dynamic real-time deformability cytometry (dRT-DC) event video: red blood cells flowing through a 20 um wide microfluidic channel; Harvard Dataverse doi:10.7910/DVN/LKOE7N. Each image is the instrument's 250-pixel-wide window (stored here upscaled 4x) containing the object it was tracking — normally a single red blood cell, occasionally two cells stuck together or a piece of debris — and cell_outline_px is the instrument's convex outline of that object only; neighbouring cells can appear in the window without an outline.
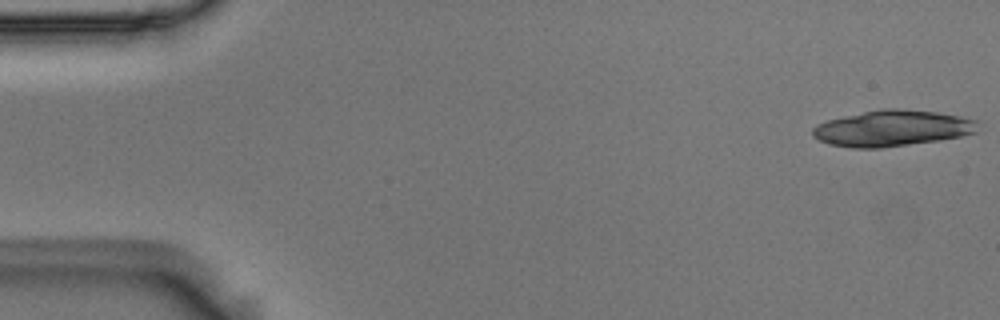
{"species": "Egyptian fruit bat (a non-hibernating species)", "species_latin": "Rousettus aegyptiacus", "temperature_condition": "room temperature", "stored_images_in_passage": 6, "camera_frame_rate_fps": 3000, "um_per_image_px": 0.085, "animal": {"sex": "male"}, "frame": {"image": 1, "passage_image": 1, "time_ms": 0.0, "image_size_px": [1000, 320], "cell_outline_px": [[976, 132], [960, 136], [940, 140], [880, 148], [852, 148], [828, 144], [812, 136], [812, 128], [816, 124], [828, 120], [844, 116], [880, 108], [904, 108], [936, 112], [960, 116], [976, 120]], "centroid_in_image_um": [75.8, 10.9], "position_along_channel_um": 9.2, "area_um2": 34.74}}
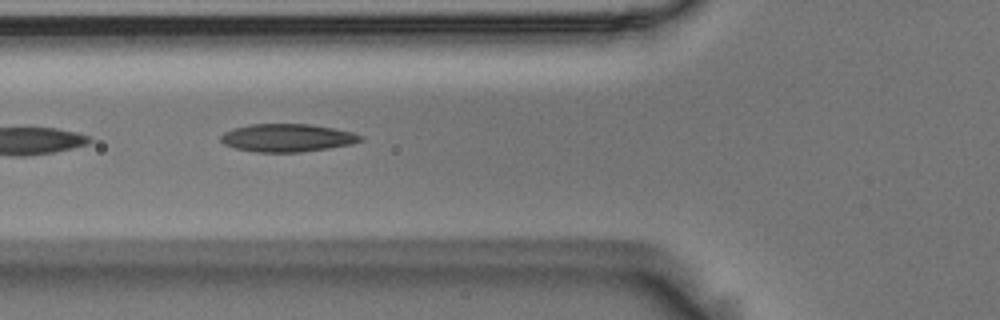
{"frame": {"image": 2, "passage_image": 6, "time_ms": 1.667, "image_size_px": [1000, 320], "cell_outline_px": [[364, 140], [352, 144], [328, 148], [300, 152], [256, 152], [236, 148], [224, 144], [220, 140], [220, 136], [224, 132], [232, 128], [248, 124], [312, 124], [336, 128], [352, 132], [364, 136]], "centroid_in_image_um": [24.43, 11.7], "position_along_channel_um": 101.4, "area_um2": 22.95}}